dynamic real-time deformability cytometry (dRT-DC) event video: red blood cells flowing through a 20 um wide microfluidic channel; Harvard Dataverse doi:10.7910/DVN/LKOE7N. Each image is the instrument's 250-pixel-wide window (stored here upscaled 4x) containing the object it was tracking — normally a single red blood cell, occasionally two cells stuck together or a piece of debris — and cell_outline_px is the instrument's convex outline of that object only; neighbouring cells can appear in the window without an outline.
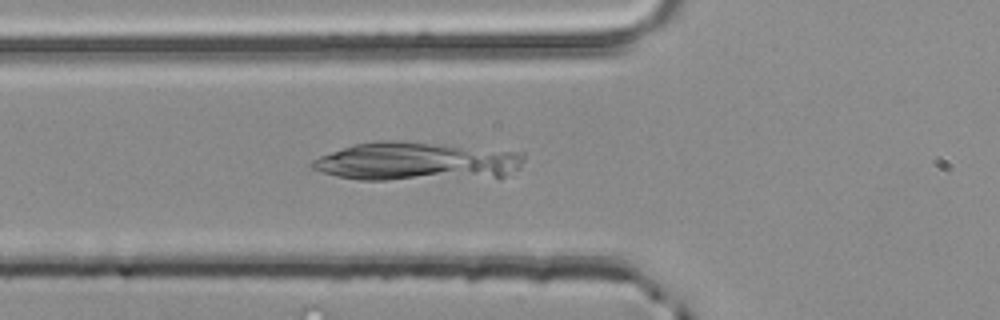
{"species": "common noctule bat (a hibernating species)", "species_latin": "Nyctalus noctula", "temperature_condition": "room temperature", "stored_images_in_passage": 50, "camera_frame_rate_fps": 3000, "um_per_image_px": 0.085, "animal": {"sex": "male", "body_mass_g": 20.4}, "frame": {"image": 1, "passage_image": 17, "time_ms": 5.333, "image_size_px": [1000, 320], "cell_outline_px": [[524, 160], [520, 168], [500, 180], [360, 180], [336, 176], [312, 168], [308, 164], [312, 160], [320, 156], [356, 144], [380, 140], [404, 140], [524, 152]], "centroid_in_image_um": [35.56, 13.76], "position_along_channel_um": 90.2, "area_um2": 49.13}}